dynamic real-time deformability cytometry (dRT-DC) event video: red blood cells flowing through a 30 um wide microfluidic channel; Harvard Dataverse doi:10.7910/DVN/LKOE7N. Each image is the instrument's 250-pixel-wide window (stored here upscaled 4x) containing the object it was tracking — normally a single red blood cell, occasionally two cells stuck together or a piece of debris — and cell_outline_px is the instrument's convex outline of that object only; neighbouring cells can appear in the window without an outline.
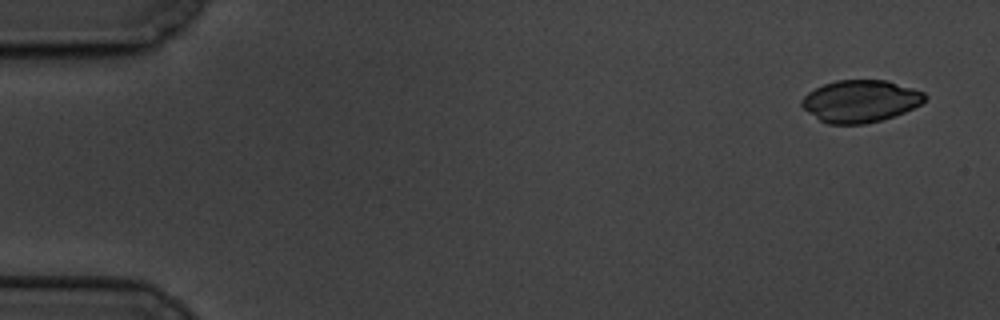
{"species": "common noctule bat (a hibernating species)", "species_latin": "Nyctalus noctula", "temperature_condition": "cold", "stored_images_in_passage": 6, "camera_frame_rate_fps": 3000, "um_per_image_px": 0.085, "animal": {"sex": "male", "body_mass_g": 19.5, "forearm_length_mm": 54.6}, "frame": {"image": 1, "passage_image": 1, "time_ms": 0.0, "image_size_px": [1000, 320], "cell_outline_px": [[928, 96], [920, 104], [904, 112], [880, 120], [864, 124], [828, 124], [820, 120], [808, 112], [800, 104], [800, 100], [808, 92], [824, 84], [836, 80], [888, 80], [924, 92]], "centroid_in_image_um": [73.12, 8.59], "position_along_channel_um": 11.9, "area_um2": 30.11}}